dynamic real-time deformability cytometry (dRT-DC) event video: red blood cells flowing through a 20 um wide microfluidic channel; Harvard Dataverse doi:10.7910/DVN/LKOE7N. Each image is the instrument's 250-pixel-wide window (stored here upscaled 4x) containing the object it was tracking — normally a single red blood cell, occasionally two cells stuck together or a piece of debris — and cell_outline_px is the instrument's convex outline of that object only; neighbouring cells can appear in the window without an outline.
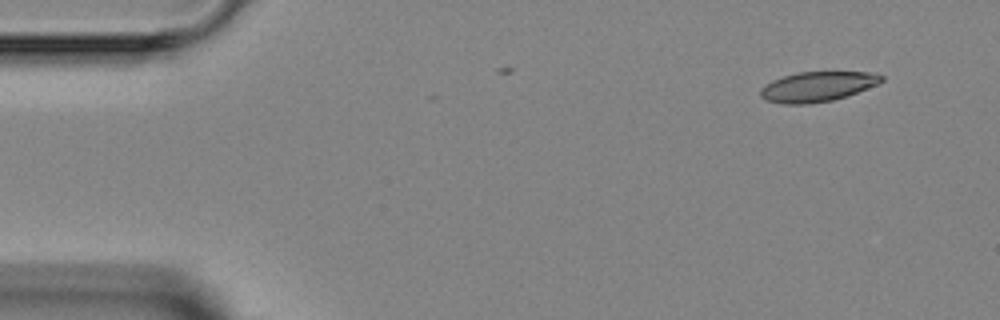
{"species": "Egyptian fruit bat (a non-hibernating species)", "species_latin": "Rousettus aegyptiacus", "temperature_condition": "room temperature", "stored_images_in_passage": 2, "camera_frame_rate_fps": 3000, "um_per_image_px": 0.085, "animal": {"sex": "female"}, "frame": {"image": 1, "passage_image": 2, "time_ms": 1.333, "image_size_px": [1000, 320], "cell_outline_px": [[884, 80], [880, 84], [832, 100], [808, 104], [784, 104], [764, 100], [760, 96], [760, 88], [764, 84], [772, 80], [796, 72], [876, 72], [884, 76]], "centroid_in_image_um": [69.47, 7.35], "position_along_channel_um": 15.5, "area_um2": 21.27}}